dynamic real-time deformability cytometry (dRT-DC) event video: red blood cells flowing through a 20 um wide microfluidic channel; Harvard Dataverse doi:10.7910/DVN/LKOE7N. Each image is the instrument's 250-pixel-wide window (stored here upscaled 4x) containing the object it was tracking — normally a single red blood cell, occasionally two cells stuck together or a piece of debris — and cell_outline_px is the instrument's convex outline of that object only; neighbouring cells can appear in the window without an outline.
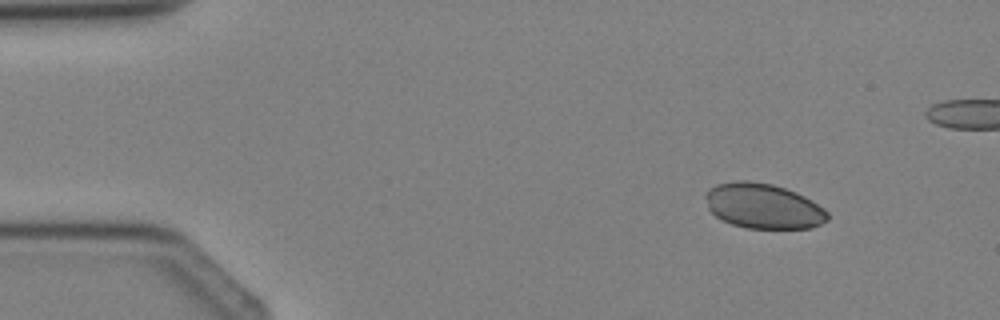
{"species": "Egyptian fruit bat (a non-hibernating species)", "species_latin": "Rousettus aegyptiacus", "temperature_condition": "cold", "stored_images_in_passage": 5, "camera_frame_rate_fps": 3000, "um_per_image_px": 0.085, "animal": {"sex": "female"}, "frame": {"image": 1, "passage_image": 2, "time_ms": 1.0, "image_size_px": [1000, 320], "cell_outline_px": [[828, 220], [812, 228], [748, 228], [732, 224], [716, 216], [708, 208], [704, 196], [704, 192], [708, 188], [716, 184], [740, 180], [748, 180], [772, 184], [796, 192], [804, 196], [824, 208], [828, 212]], "centroid_in_image_um": [64.86, 17.5], "position_along_channel_um": 20.1, "area_um2": 32.14}}